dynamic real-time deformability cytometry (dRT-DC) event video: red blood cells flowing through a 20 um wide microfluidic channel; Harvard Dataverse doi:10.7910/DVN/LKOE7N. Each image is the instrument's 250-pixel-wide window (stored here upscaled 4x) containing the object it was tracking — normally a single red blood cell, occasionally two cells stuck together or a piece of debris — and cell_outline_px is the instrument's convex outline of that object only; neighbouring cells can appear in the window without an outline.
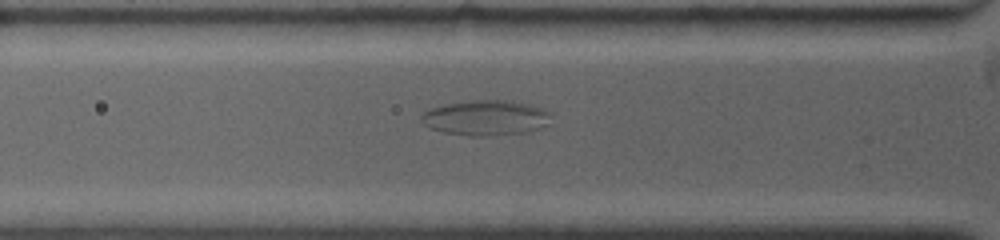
{"species": "common noctule bat (a hibernating species)", "species_latin": "Nyctalus noctula", "temperature_condition": "warm", "stored_images_in_passage": 6, "camera_frame_rate_fps": 4500, "um_per_image_px": 0.085, "animal": {"sex": "female", "body_mass_g": 19.0, "forearm_length_mm": 53.3}, "frame": {"image": 1, "passage_image": 5, "time_ms": 2.889, "image_size_px": [1000, 240], "cell_outline_px": [[552, 112], [548, 124], [540, 128], [528, 132], [496, 136], [468, 136], [444, 132], [432, 128], [424, 124], [420, 120], [420, 116], [428, 108], [444, 104], [468, 100], [512, 100], [544, 108]], "centroid_in_image_um": [41.31, 10.01], "position_along_channel_um": 84.5, "area_um2": 27.17}}